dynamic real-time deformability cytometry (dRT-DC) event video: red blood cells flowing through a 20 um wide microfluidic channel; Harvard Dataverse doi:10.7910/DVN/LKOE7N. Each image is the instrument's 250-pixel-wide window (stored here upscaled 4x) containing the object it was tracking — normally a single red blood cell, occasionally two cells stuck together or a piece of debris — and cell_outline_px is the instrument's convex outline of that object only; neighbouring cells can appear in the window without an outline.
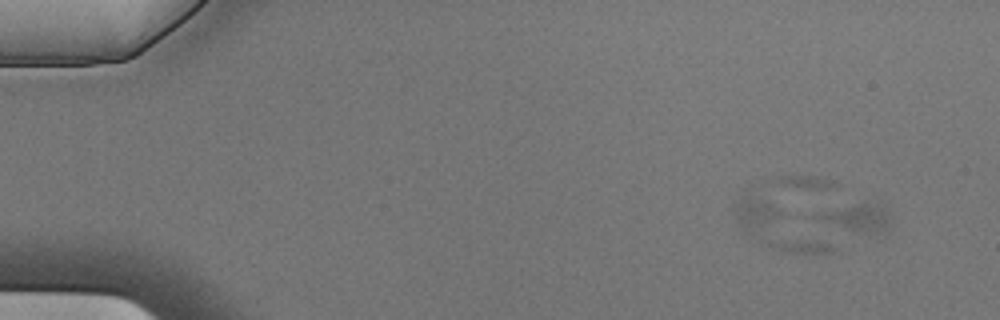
{"species": "Egyptian fruit bat (a non-hibernating species)", "species_latin": "Rousettus aegyptiacus", "temperature_condition": "cold", "stored_images_in_passage": 8, "camera_frame_rate_fps": 3000, "um_per_image_px": 0.085, "animal": {"sex": "male"}, "frame": {"image": 1, "passage_image": 2, "time_ms": 0.333, "image_size_px": [1000, 320], "cell_outline_px": [[892, 216], [888, 232], [880, 240], [808, 216], [812, 212], [880, 196]], "centroid_in_image_um": [73.04, 18.46], "position_along_channel_um": 12.0, "area_um2": 14.45}}